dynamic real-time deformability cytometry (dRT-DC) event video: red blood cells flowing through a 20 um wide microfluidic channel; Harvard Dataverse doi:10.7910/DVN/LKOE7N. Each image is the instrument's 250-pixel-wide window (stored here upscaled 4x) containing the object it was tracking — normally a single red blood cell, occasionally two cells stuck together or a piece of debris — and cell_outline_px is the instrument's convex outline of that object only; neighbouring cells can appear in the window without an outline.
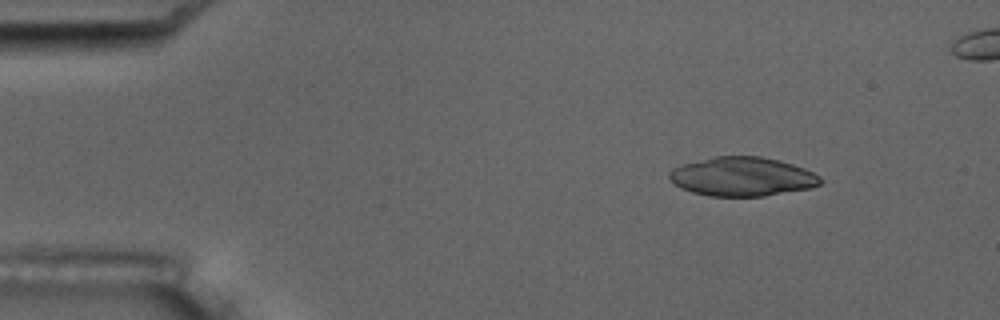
{"species": "common noctule bat (a hibernating species)", "species_latin": "Nyctalus noctula", "temperature_condition": "room temperature", "stored_images_in_passage": 7, "camera_frame_rate_fps": 3000, "um_per_image_px": 0.085, "animal": {"sex": "male", "body_mass_g": 17.5, "forearm_length_mm": 52.3}, "frame": {"image": 1, "passage_image": 2, "time_ms": 1.333, "image_size_px": [1000, 320], "cell_outline_px": [[824, 180], [820, 184], [812, 188], [764, 196], [708, 196], [692, 192], [680, 188], [668, 176], [668, 172], [672, 168], [684, 164], [712, 156], [760, 156], [780, 160], [804, 168], [820, 176]], "centroid_in_image_um": [63.11, 15.01], "position_along_channel_um": 21.9, "area_um2": 34.51}}